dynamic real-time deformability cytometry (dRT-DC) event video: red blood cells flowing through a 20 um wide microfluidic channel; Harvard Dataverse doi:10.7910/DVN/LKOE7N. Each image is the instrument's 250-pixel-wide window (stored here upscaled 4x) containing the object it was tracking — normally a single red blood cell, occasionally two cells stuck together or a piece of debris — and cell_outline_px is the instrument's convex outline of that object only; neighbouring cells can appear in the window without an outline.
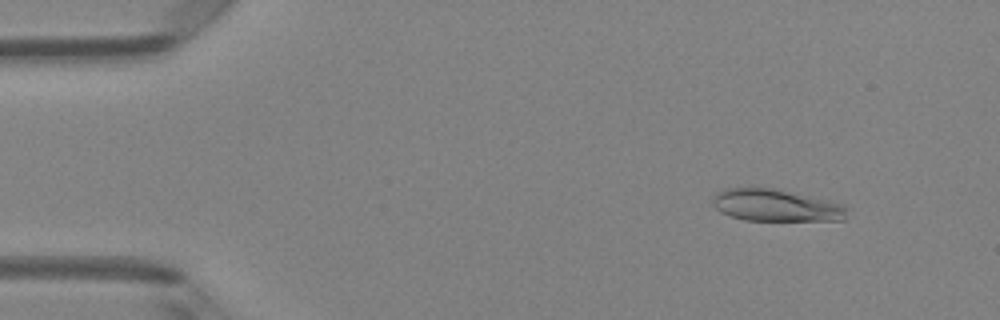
{"species": "Egyptian fruit bat (a non-hibernating species)", "species_latin": "Rousettus aegyptiacus", "temperature_condition": "room temperature", "stored_images_in_passage": 6, "camera_frame_rate_fps": 3000, "um_per_image_px": 0.085, "animal": {"sex": "female"}, "frame": {"image": 1, "passage_image": 2, "time_ms": 0.333, "image_size_px": [1000, 320], "cell_outline_px": [[848, 208], [844, 220], [744, 220], [728, 216], [720, 212], [712, 204], [712, 196], [716, 192], [724, 188], [776, 188], [828, 200], [844, 204]], "centroid_in_image_um": [65.92, 17.45], "position_along_channel_um": 19.1, "area_um2": 25.32}}
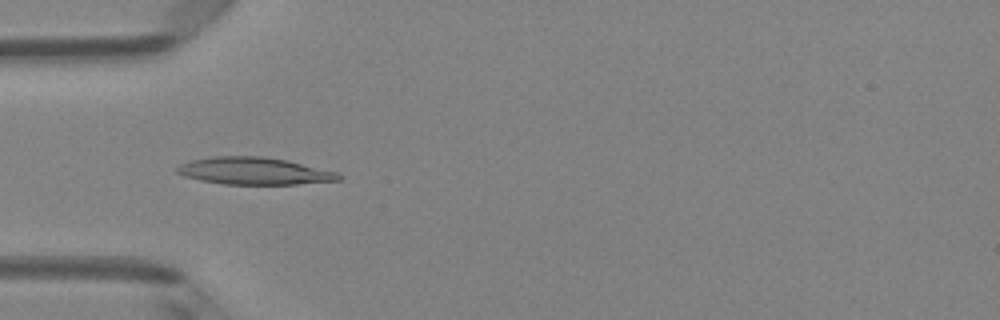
{"frame": {"image": 2, "passage_image": 5, "time_ms": 1.333, "image_size_px": [1000, 320], "cell_outline_px": [[344, 176], [340, 180], [296, 184], [224, 184], [200, 180], [184, 176], [176, 172], [176, 168], [180, 164], [192, 160], [212, 156], [260, 156], [288, 160], [336, 172]], "centroid_in_image_um": [21.6, 14.53], "position_along_channel_um": 63.4, "area_um2": 25.55}}
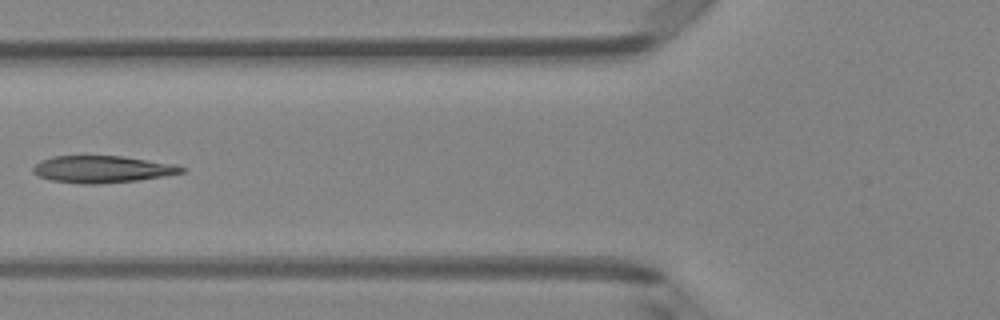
{"frame": {"image": 3, "passage_image": 6, "time_ms": 1.667, "image_size_px": [1000, 320], "cell_outline_px": [[188, 168], [184, 172], [164, 176], [136, 180], [96, 184], [80, 184], [52, 180], [36, 176], [32, 172], [32, 168], [40, 160], [52, 156], [124, 156], [176, 164]], "centroid_in_image_um": [8.69, 14.38], "position_along_channel_um": 117.1, "area_um2": 23.52}}